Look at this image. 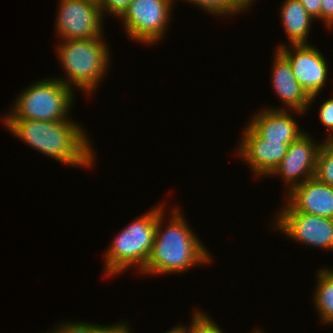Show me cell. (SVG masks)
<instances>
[{
    "instance_id": "cell-11",
    "label": "cell",
    "mask_w": 333,
    "mask_h": 333,
    "mask_svg": "<svg viewBox=\"0 0 333 333\" xmlns=\"http://www.w3.org/2000/svg\"><path fill=\"white\" fill-rule=\"evenodd\" d=\"M237 148L242 161L248 163L255 177H269L285 156L290 144L261 138L248 124ZM269 175V176H268Z\"/></svg>"
},
{
    "instance_id": "cell-14",
    "label": "cell",
    "mask_w": 333,
    "mask_h": 333,
    "mask_svg": "<svg viewBox=\"0 0 333 333\" xmlns=\"http://www.w3.org/2000/svg\"><path fill=\"white\" fill-rule=\"evenodd\" d=\"M272 65V89L282 101L284 107L280 110L308 111L310 96L301 87L293 74L289 61L276 49ZM309 106V107H308Z\"/></svg>"
},
{
    "instance_id": "cell-4",
    "label": "cell",
    "mask_w": 333,
    "mask_h": 333,
    "mask_svg": "<svg viewBox=\"0 0 333 333\" xmlns=\"http://www.w3.org/2000/svg\"><path fill=\"white\" fill-rule=\"evenodd\" d=\"M163 206L151 208L142 214L114 237L105 251L104 273L106 277H114L127 271L132 266L142 271L150 257L156 233L157 215Z\"/></svg>"
},
{
    "instance_id": "cell-24",
    "label": "cell",
    "mask_w": 333,
    "mask_h": 333,
    "mask_svg": "<svg viewBox=\"0 0 333 333\" xmlns=\"http://www.w3.org/2000/svg\"><path fill=\"white\" fill-rule=\"evenodd\" d=\"M321 21L326 27L333 28V0H322L321 4Z\"/></svg>"
},
{
    "instance_id": "cell-3",
    "label": "cell",
    "mask_w": 333,
    "mask_h": 333,
    "mask_svg": "<svg viewBox=\"0 0 333 333\" xmlns=\"http://www.w3.org/2000/svg\"><path fill=\"white\" fill-rule=\"evenodd\" d=\"M103 40V35L93 39L59 40L60 44L55 47L56 55L67 77L56 79H60L73 91L78 88L91 95L100 85L103 76L107 75L111 60L109 47Z\"/></svg>"
},
{
    "instance_id": "cell-6",
    "label": "cell",
    "mask_w": 333,
    "mask_h": 333,
    "mask_svg": "<svg viewBox=\"0 0 333 333\" xmlns=\"http://www.w3.org/2000/svg\"><path fill=\"white\" fill-rule=\"evenodd\" d=\"M174 0H132L118 17L129 39L156 44L163 39L171 22Z\"/></svg>"
},
{
    "instance_id": "cell-10",
    "label": "cell",
    "mask_w": 333,
    "mask_h": 333,
    "mask_svg": "<svg viewBox=\"0 0 333 333\" xmlns=\"http://www.w3.org/2000/svg\"><path fill=\"white\" fill-rule=\"evenodd\" d=\"M315 140L309 133L302 134L293 141L271 176H281L288 193L297 185L311 179L315 175L316 162L322 143Z\"/></svg>"
},
{
    "instance_id": "cell-23",
    "label": "cell",
    "mask_w": 333,
    "mask_h": 333,
    "mask_svg": "<svg viewBox=\"0 0 333 333\" xmlns=\"http://www.w3.org/2000/svg\"><path fill=\"white\" fill-rule=\"evenodd\" d=\"M307 13L315 20L321 21L322 0H299Z\"/></svg>"
},
{
    "instance_id": "cell-27",
    "label": "cell",
    "mask_w": 333,
    "mask_h": 333,
    "mask_svg": "<svg viewBox=\"0 0 333 333\" xmlns=\"http://www.w3.org/2000/svg\"><path fill=\"white\" fill-rule=\"evenodd\" d=\"M252 333H265V332L261 331L260 329V330H254Z\"/></svg>"
},
{
    "instance_id": "cell-19",
    "label": "cell",
    "mask_w": 333,
    "mask_h": 333,
    "mask_svg": "<svg viewBox=\"0 0 333 333\" xmlns=\"http://www.w3.org/2000/svg\"><path fill=\"white\" fill-rule=\"evenodd\" d=\"M188 325L184 326L180 323L170 331L171 333H223L209 315L200 310L193 313L191 324Z\"/></svg>"
},
{
    "instance_id": "cell-9",
    "label": "cell",
    "mask_w": 333,
    "mask_h": 333,
    "mask_svg": "<svg viewBox=\"0 0 333 333\" xmlns=\"http://www.w3.org/2000/svg\"><path fill=\"white\" fill-rule=\"evenodd\" d=\"M277 50L289 61L295 78L310 96V104L314 102L328 80V63L321 51L309 43H281Z\"/></svg>"
},
{
    "instance_id": "cell-12",
    "label": "cell",
    "mask_w": 333,
    "mask_h": 333,
    "mask_svg": "<svg viewBox=\"0 0 333 333\" xmlns=\"http://www.w3.org/2000/svg\"><path fill=\"white\" fill-rule=\"evenodd\" d=\"M269 108V109H268ZM254 113L248 125L263 139L283 141L291 144L306 131H302L291 113L304 114L296 110H280L268 107Z\"/></svg>"
},
{
    "instance_id": "cell-25",
    "label": "cell",
    "mask_w": 333,
    "mask_h": 333,
    "mask_svg": "<svg viewBox=\"0 0 333 333\" xmlns=\"http://www.w3.org/2000/svg\"><path fill=\"white\" fill-rule=\"evenodd\" d=\"M123 322L124 321L115 323V324H111L108 326L101 325V333H130L131 328L129 327V325H127L129 323H127L126 321L124 323Z\"/></svg>"
},
{
    "instance_id": "cell-13",
    "label": "cell",
    "mask_w": 333,
    "mask_h": 333,
    "mask_svg": "<svg viewBox=\"0 0 333 333\" xmlns=\"http://www.w3.org/2000/svg\"><path fill=\"white\" fill-rule=\"evenodd\" d=\"M286 194L288 200H285V205L291 211L333 219V187L315 177L295 186Z\"/></svg>"
},
{
    "instance_id": "cell-20",
    "label": "cell",
    "mask_w": 333,
    "mask_h": 333,
    "mask_svg": "<svg viewBox=\"0 0 333 333\" xmlns=\"http://www.w3.org/2000/svg\"><path fill=\"white\" fill-rule=\"evenodd\" d=\"M58 326L61 333H101V325L83 321H62Z\"/></svg>"
},
{
    "instance_id": "cell-18",
    "label": "cell",
    "mask_w": 333,
    "mask_h": 333,
    "mask_svg": "<svg viewBox=\"0 0 333 333\" xmlns=\"http://www.w3.org/2000/svg\"><path fill=\"white\" fill-rule=\"evenodd\" d=\"M314 177L333 187V139H325L318 153Z\"/></svg>"
},
{
    "instance_id": "cell-22",
    "label": "cell",
    "mask_w": 333,
    "mask_h": 333,
    "mask_svg": "<svg viewBox=\"0 0 333 333\" xmlns=\"http://www.w3.org/2000/svg\"><path fill=\"white\" fill-rule=\"evenodd\" d=\"M319 119L323 126L327 127V139H333V97L325 100L319 109Z\"/></svg>"
},
{
    "instance_id": "cell-1",
    "label": "cell",
    "mask_w": 333,
    "mask_h": 333,
    "mask_svg": "<svg viewBox=\"0 0 333 333\" xmlns=\"http://www.w3.org/2000/svg\"><path fill=\"white\" fill-rule=\"evenodd\" d=\"M8 131L31 148L72 167H92L95 152L81 124L72 120L1 119ZM94 162V163H93Z\"/></svg>"
},
{
    "instance_id": "cell-15",
    "label": "cell",
    "mask_w": 333,
    "mask_h": 333,
    "mask_svg": "<svg viewBox=\"0 0 333 333\" xmlns=\"http://www.w3.org/2000/svg\"><path fill=\"white\" fill-rule=\"evenodd\" d=\"M280 8L283 29L289 44H308L311 23L314 19L307 13L299 0H284Z\"/></svg>"
},
{
    "instance_id": "cell-2",
    "label": "cell",
    "mask_w": 333,
    "mask_h": 333,
    "mask_svg": "<svg viewBox=\"0 0 333 333\" xmlns=\"http://www.w3.org/2000/svg\"><path fill=\"white\" fill-rule=\"evenodd\" d=\"M164 208L157 215L156 233L150 257L139 272L144 274H174L184 273L195 266L211 262L212 256L197 235L188 226L179 207H175L169 215V224L163 227ZM164 228V229H162Z\"/></svg>"
},
{
    "instance_id": "cell-21",
    "label": "cell",
    "mask_w": 333,
    "mask_h": 333,
    "mask_svg": "<svg viewBox=\"0 0 333 333\" xmlns=\"http://www.w3.org/2000/svg\"><path fill=\"white\" fill-rule=\"evenodd\" d=\"M132 0H98L99 7L103 16L107 15L115 16L118 18L124 10L128 7Z\"/></svg>"
},
{
    "instance_id": "cell-5",
    "label": "cell",
    "mask_w": 333,
    "mask_h": 333,
    "mask_svg": "<svg viewBox=\"0 0 333 333\" xmlns=\"http://www.w3.org/2000/svg\"><path fill=\"white\" fill-rule=\"evenodd\" d=\"M17 95L11 112L2 119H28L39 121L69 120V110L75 92L60 79L46 78L33 82Z\"/></svg>"
},
{
    "instance_id": "cell-8",
    "label": "cell",
    "mask_w": 333,
    "mask_h": 333,
    "mask_svg": "<svg viewBox=\"0 0 333 333\" xmlns=\"http://www.w3.org/2000/svg\"><path fill=\"white\" fill-rule=\"evenodd\" d=\"M279 210L273 229L293 241L333 252V219L291 211L285 204Z\"/></svg>"
},
{
    "instance_id": "cell-7",
    "label": "cell",
    "mask_w": 333,
    "mask_h": 333,
    "mask_svg": "<svg viewBox=\"0 0 333 333\" xmlns=\"http://www.w3.org/2000/svg\"><path fill=\"white\" fill-rule=\"evenodd\" d=\"M59 2L54 27L60 40L93 39L104 34L103 14L97 0Z\"/></svg>"
},
{
    "instance_id": "cell-16",
    "label": "cell",
    "mask_w": 333,
    "mask_h": 333,
    "mask_svg": "<svg viewBox=\"0 0 333 333\" xmlns=\"http://www.w3.org/2000/svg\"><path fill=\"white\" fill-rule=\"evenodd\" d=\"M325 268L317 271V285L314 290V307L324 324H333V269Z\"/></svg>"
},
{
    "instance_id": "cell-26",
    "label": "cell",
    "mask_w": 333,
    "mask_h": 333,
    "mask_svg": "<svg viewBox=\"0 0 333 333\" xmlns=\"http://www.w3.org/2000/svg\"><path fill=\"white\" fill-rule=\"evenodd\" d=\"M46 333H61V332H60L59 326L58 327L56 326L55 330L53 328V330H50V331H48Z\"/></svg>"
},
{
    "instance_id": "cell-17",
    "label": "cell",
    "mask_w": 333,
    "mask_h": 333,
    "mask_svg": "<svg viewBox=\"0 0 333 333\" xmlns=\"http://www.w3.org/2000/svg\"><path fill=\"white\" fill-rule=\"evenodd\" d=\"M185 1V0H183ZM200 7L209 14L216 16L237 15L246 11L254 0H186V2ZM246 9V10H245Z\"/></svg>"
}]
</instances>
